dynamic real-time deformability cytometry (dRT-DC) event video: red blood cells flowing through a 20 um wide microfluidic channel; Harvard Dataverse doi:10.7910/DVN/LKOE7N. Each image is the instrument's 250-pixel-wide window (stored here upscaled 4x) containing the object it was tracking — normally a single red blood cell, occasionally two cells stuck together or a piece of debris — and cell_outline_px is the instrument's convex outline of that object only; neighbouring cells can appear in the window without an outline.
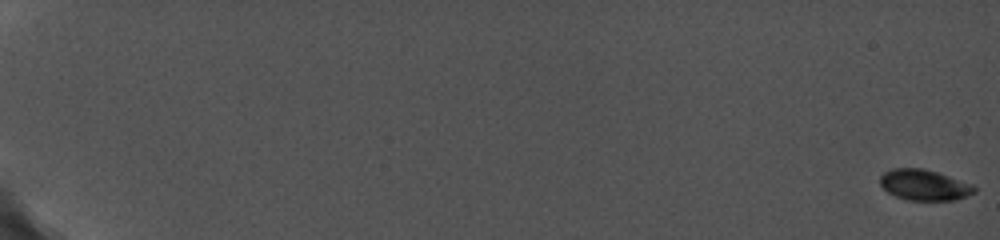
{"species": "common noctule bat (a hibernating species)", "species_latin": "Nyctalus noctula", "temperature_condition": "cold", "stored_images_in_passage": 22, "camera_frame_rate_fps": 5000, "um_per_image_px": 0.085, "animal": {"sex": "female", "body_mass_g": 19.0, "forearm_length_mm": 56.7}, "frame": {"image": 1, "passage_image": 1, "time_ms": 0.0, "image_size_px": [1000, 240], "cell_outline_px": [[976, 192], [968, 196], [956, 200], [904, 200], [888, 192], [880, 184], [880, 176], [884, 172], [892, 168], [924, 168], [972, 184], [976, 188]], "centroid_in_image_um": [78.56, 15.73], "position_along_channel_um": 6.4, "area_um2": 16.94}}
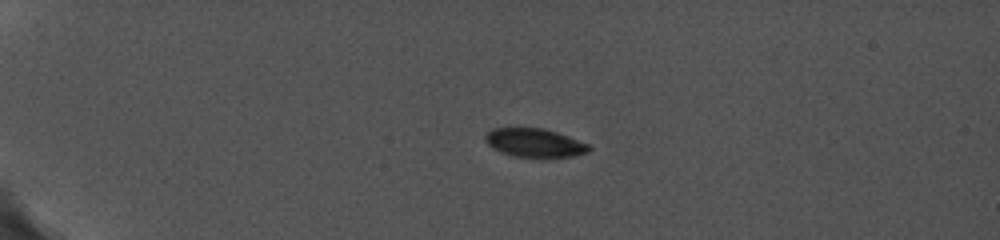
{"frame": {"image": 2, "passage_image": 22, "time_ms": 5.4, "image_size_px": [1000, 240], "cell_outline_px": [[584, 148], [568, 156], [540, 164], [536, 164], [520, 160], [500, 152], [492, 148], [484, 140], [484, 136], [492, 128], [544, 128]], "centroid_in_image_um": [45.1, 12.26], "position_along_channel_um": 39.9, "area_um2": 17.34}}